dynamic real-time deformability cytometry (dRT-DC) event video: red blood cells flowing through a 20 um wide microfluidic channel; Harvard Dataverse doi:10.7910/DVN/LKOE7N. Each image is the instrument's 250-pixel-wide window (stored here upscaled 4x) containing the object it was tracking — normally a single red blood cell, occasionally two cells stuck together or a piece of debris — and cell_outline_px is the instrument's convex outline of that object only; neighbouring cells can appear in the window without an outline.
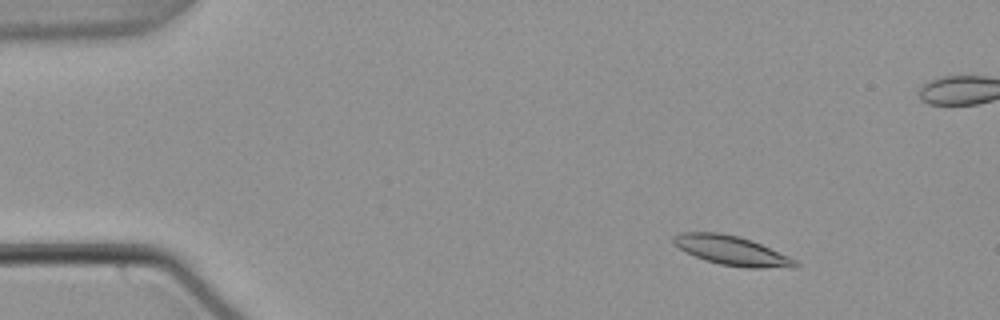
{"species": "common noctule bat (a hibernating species)", "species_latin": "Nyctalus noctula", "temperature_condition": "warm", "stored_images_in_passage": 56, "camera_frame_rate_fps": 3000, "um_per_image_px": 0.085, "animal": {"sex": "male", "body_mass_g": 21.5, "forearm_length_mm": 52.0}, "frame": {"image": 1, "passage_image": 8, "time_ms": 2.333, "image_size_px": [1000, 320], "cell_outline_px": [[800, 264], [796, 268], [744, 268], [720, 264], [704, 260], [672, 244], [672, 236], [680, 232], [716, 232], [740, 236], [752, 240], [788, 256], [796, 260]], "centroid_in_image_um": [62.21, 21.3], "position_along_channel_um": 22.8, "area_um2": 20.98}}
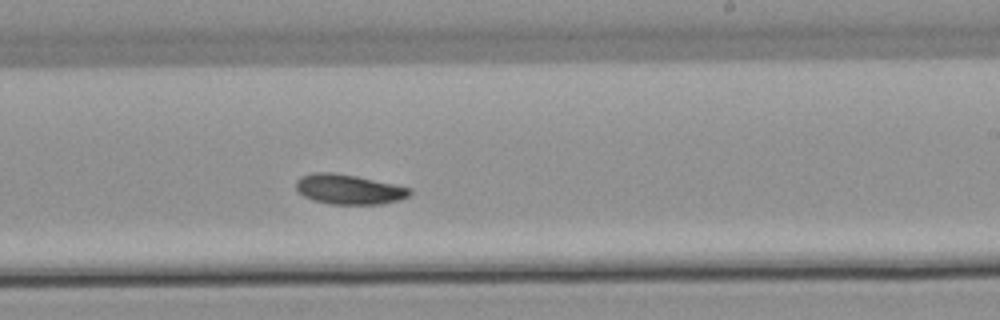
{"frame": {"image": 2, "passage_image": 34, "time_ms": 11.0, "image_size_px": [1000, 320], "cell_outline_px": [[412, 192], [408, 196], [400, 200], [380, 204], [328, 204], [304, 196], [296, 188], [296, 180], [300, 176], [312, 172], [332, 172], [356, 176], [412, 188]], "centroid_in_image_um": [29.65, 16.08], "position_along_channel_um": 259.3, "area_um2": 19.77}}
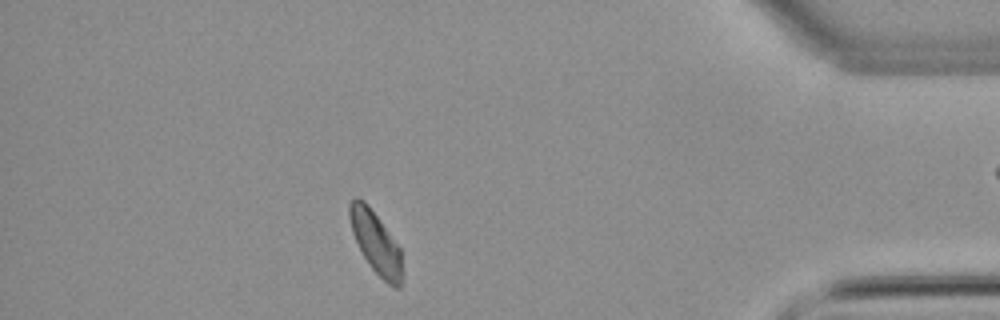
{"frame": {"image": 3, "passage_image": 49, "time_ms": 16.0, "image_size_px": [1000, 320], "cell_outline_px": [[404, 276], [400, 288], [396, 288], [388, 284], [368, 264], [352, 232], [348, 216], [348, 204], [356, 196], [364, 200], [368, 204], [380, 220], [400, 248], [404, 272]], "centroid_in_image_um": [31.96, 20.63], "position_along_channel_um": 403.2, "area_um2": 19.19}, "authors_computed_cell_mechanics": {"area_um2": 19.6809, "velocity_mm_per_s": 3.745, "shape_relaxation_time_tau1_ms": 5.0814, "shape_relaxation_time_tau2_ms": null, "deformation_change_tau1": 0.1193, "deformation_change_tau2": null}}